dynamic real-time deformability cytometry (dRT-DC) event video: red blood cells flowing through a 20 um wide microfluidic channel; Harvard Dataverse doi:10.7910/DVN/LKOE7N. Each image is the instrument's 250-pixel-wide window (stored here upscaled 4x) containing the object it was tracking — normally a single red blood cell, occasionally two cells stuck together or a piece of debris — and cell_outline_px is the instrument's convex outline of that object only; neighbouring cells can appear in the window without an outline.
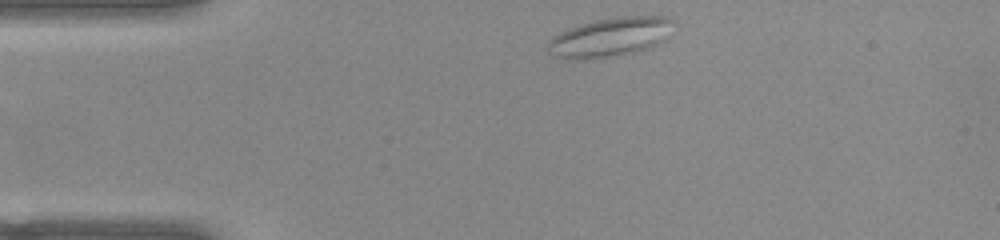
{"species": "common noctule bat (a hibernating species)", "species_latin": "Nyctalus noctula", "temperature_condition": "warm", "stored_images_in_passage": 43, "camera_frame_rate_fps": 3000, "um_per_image_px": 0.085, "animal": {"sex": "female", "body_mass_g": 22.0, "forearm_length_mm": 56.7}, "frame": {"image": 1, "passage_image": 1, "time_ms": 0.0, "image_size_px": [1000, 240], "cell_outline_px": [[676, 20], [660, 40], [656, 44], [648, 48], [632, 52], [608, 56], [556, 56], [548, 52], [544, 48], [548, 40], [552, 36], [560, 32], [580, 24], [596, 20], [620, 16], [668, 16]], "centroid_in_image_um": [51.85, 3.09], "position_along_channel_um": 33.2, "area_um2": 27.46}}
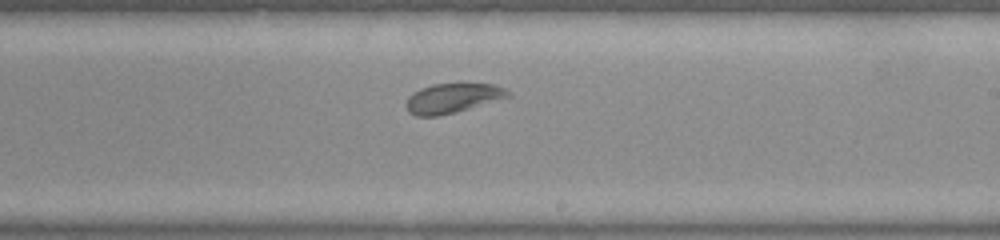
{"frame": {"image": 2, "passage_image": 21, "time_ms": 6.667, "image_size_px": [1000, 240], "cell_outline_px": [[512, 96], [456, 112], [436, 116], [416, 116], [408, 112], [404, 104], [408, 96], [420, 88], [432, 84], [496, 84], [512, 92]], "centroid_in_image_um": [38.46, 8.34], "position_along_channel_um": 250.5, "area_um2": 17.69}}
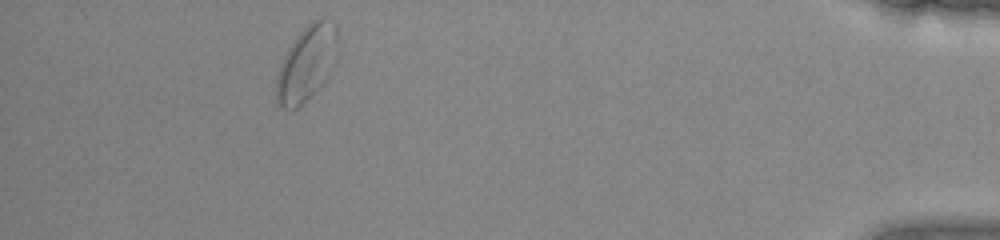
{"frame": {"image": 3, "passage_image": 38, "time_ms": 12.333, "image_size_px": [1000, 240], "cell_outline_px": [[336, 60], [324, 80], [296, 108], [280, 108], [276, 100], [276, 76], [280, 64], [288, 48], [300, 32], [312, 20], [320, 16], [324, 16], [332, 20], [336, 24]], "centroid_in_image_um": [26.05, 5.32], "position_along_channel_um": 409.2, "area_um2": 26.41}, "authors_computed_cell_mechanics": {"area_um2": 18.3804, "velocity_mm_per_s": 3.8748, "shape_relaxation_time_tau1_ms": null, "shape_relaxation_time_tau2_ms": 2.9602, "deformation_change_tau1": null, "deformation_change_tau2": 0.0894}}